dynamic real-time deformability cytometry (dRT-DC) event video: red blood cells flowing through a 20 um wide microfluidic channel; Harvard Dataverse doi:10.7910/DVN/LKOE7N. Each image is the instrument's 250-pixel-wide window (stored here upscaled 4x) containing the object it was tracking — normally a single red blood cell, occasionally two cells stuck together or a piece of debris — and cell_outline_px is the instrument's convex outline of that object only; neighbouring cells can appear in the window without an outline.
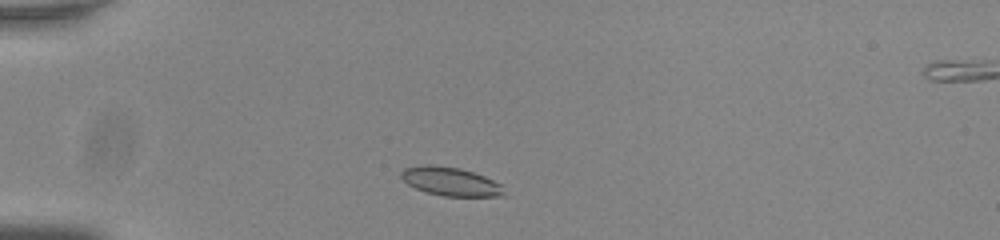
{"species": "common noctule bat (a hibernating species)", "species_latin": "Nyctalus noctula", "temperature_condition": "room temperature", "stored_images_in_passage": 41, "camera_frame_rate_fps": 3000, "um_per_image_px": 0.085, "animal": {"sex": "male", "body_mass_g": 20.0, "forearm_length_mm": 53.3}, "frame": {"image": 1, "passage_image": 1, "time_ms": 0.0, "image_size_px": [1000, 240], "cell_outline_px": [[508, 196], [444, 196], [428, 192], [416, 188], [408, 184], [400, 176], [400, 172], [404, 168], [420, 164], [428, 164], [460, 168], [484, 176], [500, 184]], "centroid_in_image_um": [38.29, 15.42], "position_along_channel_um": 46.7, "area_um2": 17.11}}
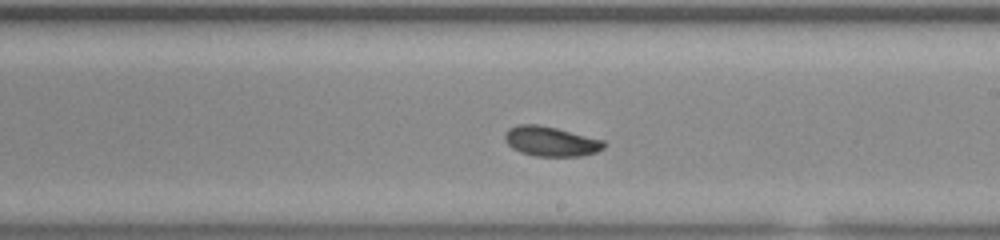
{"frame": {"image": 2, "passage_image": 19, "time_ms": 6.0, "image_size_px": [1000, 240], "cell_outline_px": [[604, 148], [596, 152], [580, 156], [536, 156], [520, 152], [512, 148], [504, 140], [504, 132], [508, 128], [516, 124], [540, 124], [604, 140]], "centroid_in_image_um": [46.77, 12.0], "position_along_channel_um": 242.2, "area_um2": 17.28}}
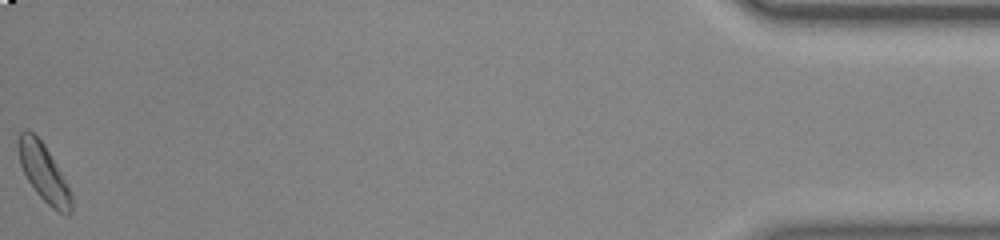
{"frame": {"image": 3, "passage_image": 41, "time_ms": 13.333, "image_size_px": [1000, 240], "cell_outline_px": [[72, 212], [68, 216], [64, 216], [52, 208], [36, 192], [28, 180], [20, 164], [20, 132], [24, 128], [28, 128], [44, 144], [56, 164], [72, 196]], "centroid_in_image_um": [3.75, 14.73], "position_along_channel_um": 431.5, "area_um2": 17.28}, "authors_computed_cell_mechanics": {"area_um2": 17.051, "velocity_mm_per_s": 3.7651, "shape_relaxation_time_tau1_ms": 2.8174, "shape_relaxation_time_tau2_ms": null, "deformation_change_tau1": 0.1045, "deformation_change_tau2": null}}